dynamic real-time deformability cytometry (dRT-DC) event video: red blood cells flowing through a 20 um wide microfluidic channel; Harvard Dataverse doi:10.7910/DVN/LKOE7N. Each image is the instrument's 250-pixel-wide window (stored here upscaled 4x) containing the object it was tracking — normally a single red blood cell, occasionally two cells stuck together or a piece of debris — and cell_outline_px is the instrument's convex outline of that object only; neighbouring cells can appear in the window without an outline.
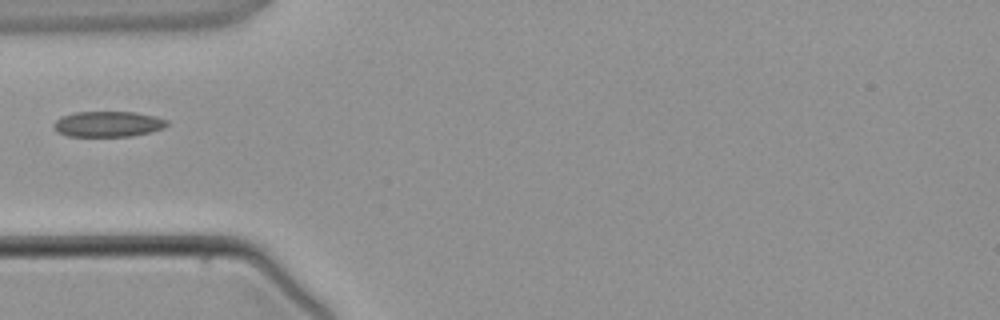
{"species": "common noctule bat (a hibernating species)", "species_latin": "Nyctalus noctula", "temperature_condition": "warm", "stored_images_in_passage": 3, "camera_frame_rate_fps": 3000, "um_per_image_px": 0.085, "animal": {"sex": "male", "body_mass_g": 21.5, "forearm_length_mm": 52.0}, "frame": {"image": 1, "passage_image": 3, "time_ms": 2.333, "image_size_px": [1000, 320], "cell_outline_px": [[168, 124], [164, 128], [132, 136], [68, 136], [56, 132], [52, 128], [52, 124], [56, 120], [64, 116], [76, 112], [136, 112], [156, 116], [168, 120]], "centroid_in_image_um": [9.17, 10.54], "position_along_channel_um": 75.8, "area_um2": 16.94}}